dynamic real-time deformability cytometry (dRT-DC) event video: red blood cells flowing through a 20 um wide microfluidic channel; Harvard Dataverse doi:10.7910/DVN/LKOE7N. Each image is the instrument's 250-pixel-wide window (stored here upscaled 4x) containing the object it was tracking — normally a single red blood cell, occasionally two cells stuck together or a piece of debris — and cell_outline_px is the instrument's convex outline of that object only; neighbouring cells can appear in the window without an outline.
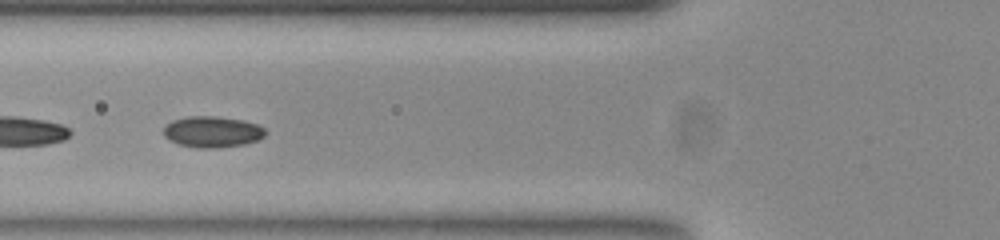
{"species": "common noctule bat (a hibernating species)", "species_latin": "Nyctalus noctula", "temperature_condition": "room temperature", "stored_images_in_passage": 40, "camera_frame_rate_fps": 3000, "um_per_image_px": 0.085, "animal": {"sex": "female", "body_mass_g": 23.0, "forearm_length_mm": 53.4}, "frame": {"image": 1, "passage_image": 7, "time_ms": 2.0, "image_size_px": [1000, 240], "cell_outline_px": [[264, 136], [256, 140], [244, 144], [216, 148], [196, 148], [180, 144], [164, 136], [164, 128], [172, 120], [188, 116], [216, 116], [244, 120], [256, 124], [264, 128]], "centroid_in_image_um": [18.04, 11.19], "position_along_channel_um": 107.8, "area_um2": 18.26}}
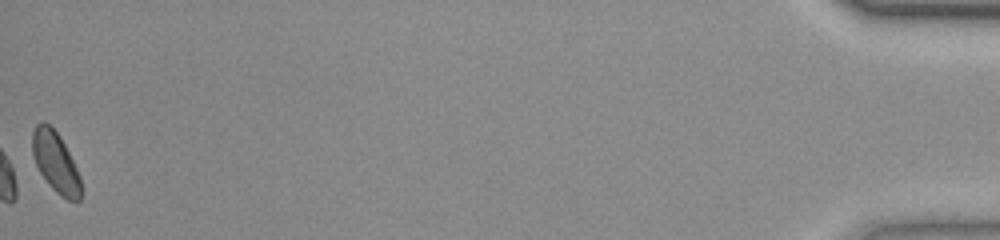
{"frame": {"image": 2, "passage_image": 40, "time_ms": 13.0, "image_size_px": [1000, 240], "cell_outline_px": [[80, 200], [68, 200], [60, 196], [52, 188], [40, 172], [36, 164], [32, 152], [32, 132], [36, 124], [44, 120], [60, 136], [80, 176]], "centroid_in_image_um": [4.7, 13.76], "position_along_channel_um": 430.5, "area_um2": 16.82}, "authors_computed_cell_mechanics": {"area_um2": 17.4556, "velocity_mm_per_s": 3.8687, "shape_relaxation_time_tau1_ms": 1.4808, "shape_relaxation_time_tau2_ms": 4.1231, "deformation_change_tau1": 0.0501, "deformation_change_tau2": 0.0477}}